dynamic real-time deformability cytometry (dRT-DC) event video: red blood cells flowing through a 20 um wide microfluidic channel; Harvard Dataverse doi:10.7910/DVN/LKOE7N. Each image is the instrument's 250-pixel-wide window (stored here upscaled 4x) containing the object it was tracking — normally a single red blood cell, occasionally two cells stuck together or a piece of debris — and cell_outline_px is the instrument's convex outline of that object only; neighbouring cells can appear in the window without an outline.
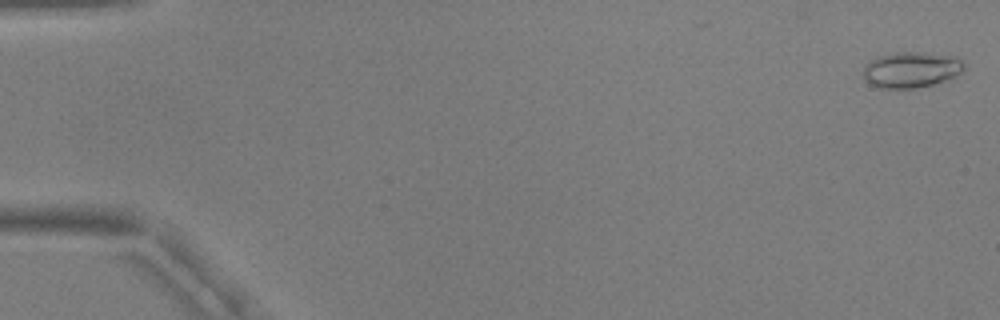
{"species": "common noctule bat (a hibernating species)", "species_latin": "Nyctalus noctula", "temperature_condition": "warm", "stored_images_in_passage": 54, "camera_frame_rate_fps": 3000, "um_per_image_px": 0.085, "animal": {"sex": "male", "body_mass_g": 17.9, "forearm_length_mm": 54.2}, "frame": {"image": 1, "passage_image": 1, "time_ms": 0.0, "image_size_px": [1000, 320], "cell_outline_px": [[964, 68], [960, 72], [944, 80], [932, 84], [916, 88], [880, 88], [868, 84], [864, 80], [864, 68], [876, 56], [896, 52], [916, 52], [956, 56], [964, 64]], "centroid_in_image_um": [77.41, 5.92], "position_along_channel_um": 7.6, "area_um2": 20.81}}
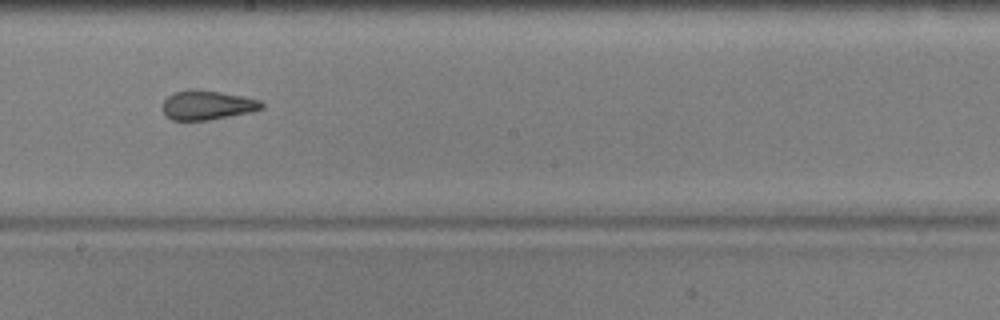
{"frame": {"image": 2, "passage_image": 31, "time_ms": 10.0, "image_size_px": [1000, 320], "cell_outline_px": [[264, 108], [248, 112], [208, 120], [172, 120], [164, 112], [164, 100], [168, 96], [176, 92], [220, 92], [260, 100], [264, 104]], "centroid_in_image_um": [17.65, 8.97], "position_along_channel_um": 230.5, "area_um2": 15.95}}
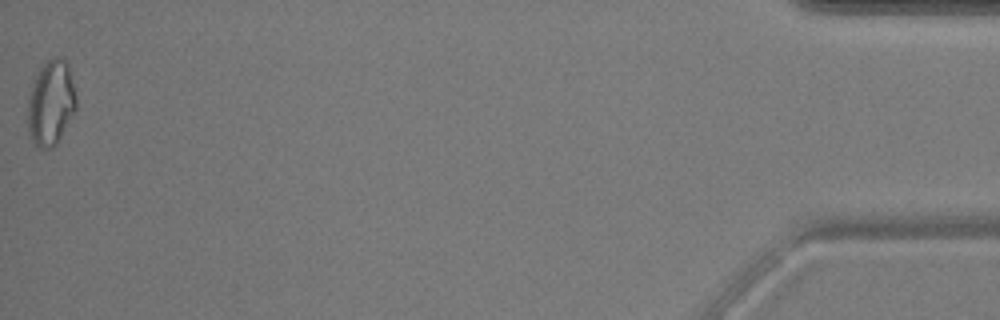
{"frame": {"image": 3, "passage_image": 54, "time_ms": 17.667, "image_size_px": [1000, 320], "cell_outline_px": [[76, 108], [56, 144], [52, 148], [36, 148], [28, 132], [28, 96], [32, 84], [40, 68], [52, 56], [60, 56], [68, 64], [76, 96]], "centroid_in_image_um": [4.31, 8.74], "position_along_channel_um": 430.9, "area_um2": 23.93}, "authors_computed_cell_mechanics": {"area_um2": 18.5249, "velocity_mm_per_s": 3.774, "shape_relaxation_time_tau1_ms": null, "shape_relaxation_time_tau2_ms": 1.6657, "deformation_change_tau1": null, "deformation_change_tau2": 0.0836}}